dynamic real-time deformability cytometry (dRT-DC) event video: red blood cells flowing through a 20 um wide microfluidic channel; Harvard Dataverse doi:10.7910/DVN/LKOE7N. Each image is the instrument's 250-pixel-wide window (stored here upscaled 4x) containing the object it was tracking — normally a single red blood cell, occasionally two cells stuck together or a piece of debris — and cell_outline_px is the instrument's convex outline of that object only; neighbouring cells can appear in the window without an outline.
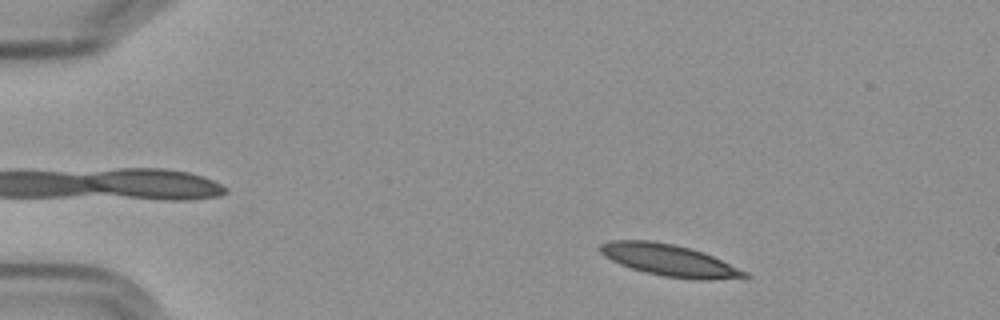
{"species": "Egyptian fruit bat (a non-hibernating species)", "species_latin": "Rousettus aegyptiacus", "temperature_condition": "cold", "stored_images_in_passage": 4, "camera_frame_rate_fps": 3000, "um_per_image_px": 0.085, "frame": {"image": 1, "passage_image": 1, "time_ms": 0.0, "image_size_px": [1000, 320], "cell_outline_px": [[752, 276], [708, 280], [664, 276], [644, 272], [620, 264], [604, 256], [600, 252], [600, 244], [612, 240], [648, 240], [672, 244], [704, 252], [748, 272]], "centroid_in_image_um": [56.89, 22.11], "position_along_channel_um": 28.1, "area_um2": 26.3}}
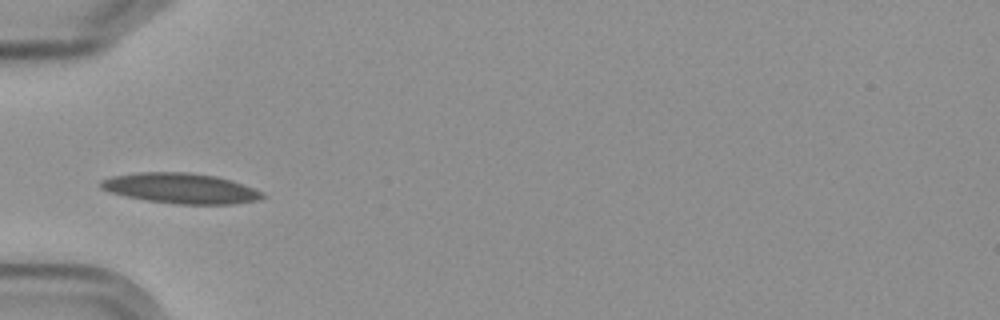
{"frame": {"image": 2, "passage_image": 4, "time_ms": 3.333, "image_size_px": [1000, 320], "cell_outline_px": [[264, 196], [260, 200], [232, 204], [176, 204], [148, 200], [124, 196], [108, 192], [100, 188], [96, 184], [100, 180], [112, 176], [140, 172], [188, 172], [216, 176], [252, 188], [260, 192]], "centroid_in_image_um": [15.26, 16.0], "position_along_channel_um": 69.7, "area_um2": 28.44}}